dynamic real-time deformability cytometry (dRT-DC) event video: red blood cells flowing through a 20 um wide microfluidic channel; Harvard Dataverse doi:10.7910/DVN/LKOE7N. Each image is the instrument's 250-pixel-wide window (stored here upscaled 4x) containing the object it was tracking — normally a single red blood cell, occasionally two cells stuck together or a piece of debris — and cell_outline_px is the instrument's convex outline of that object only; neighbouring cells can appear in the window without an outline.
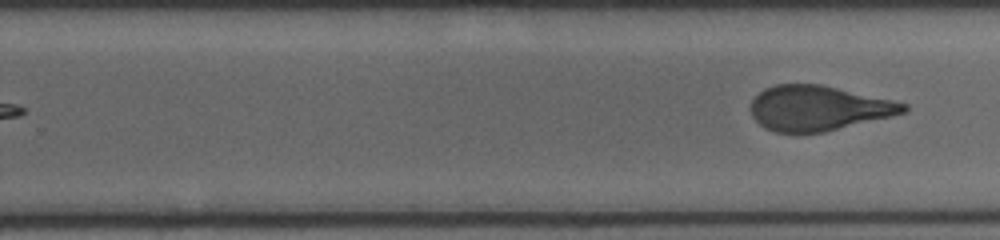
{"species": "human", "species_latin": "Homo sapiens", "temperature_condition": "cold", "stored_images_in_passage": 23, "segment_of_instrument_passage": [2, 2], "camera_frame_rate_fps": 3000, "um_per_image_px": 0.085, "donor": {"sex": "female"}, "frame": {"image": 1, "passage_image": 23, "time_ms": 7.333, "image_size_px": [1000, 240], "cell_outline_px": [[908, 108], [904, 112], [824, 132], [776, 132], [764, 128], [752, 116], [752, 100], [764, 88], [776, 84], [820, 84], [908, 104]], "centroid_in_image_um": [69.5, 9.18], "position_along_channel_um": 260.3, "area_um2": 39.25}}